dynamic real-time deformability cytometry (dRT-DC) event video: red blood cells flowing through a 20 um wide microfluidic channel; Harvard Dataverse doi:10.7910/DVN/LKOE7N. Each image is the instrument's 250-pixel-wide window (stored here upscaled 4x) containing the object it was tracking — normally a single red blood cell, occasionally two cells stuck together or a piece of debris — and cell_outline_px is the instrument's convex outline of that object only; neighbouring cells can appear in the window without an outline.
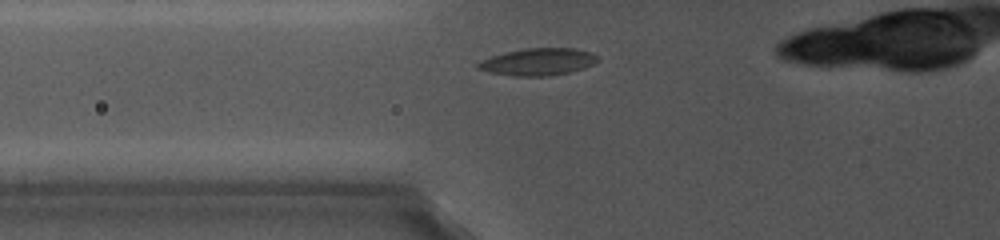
{"species": "common noctule bat (a hibernating species)", "species_latin": "Nyctalus noctula", "temperature_condition": "cold", "stored_images_in_passage": 29, "camera_frame_rate_fps": 5000, "um_per_image_px": 0.085, "animal": {"sex": "female", "body_mass_g": 19.0, "forearm_length_mm": 56.7}, "frame": {"image": 1, "passage_image": 9, "time_ms": 2.0, "image_size_px": [1000, 240], "cell_outline_px": [[600, 60], [584, 68], [568, 72], [548, 76], [512, 76], [492, 72], [476, 68], [476, 64], [480, 60], [504, 52], [524, 48], [576, 48], [592, 52], [600, 56]], "centroid_in_image_um": [45.76, 5.24], "position_along_channel_um": 80.0, "area_um2": 19.07}}
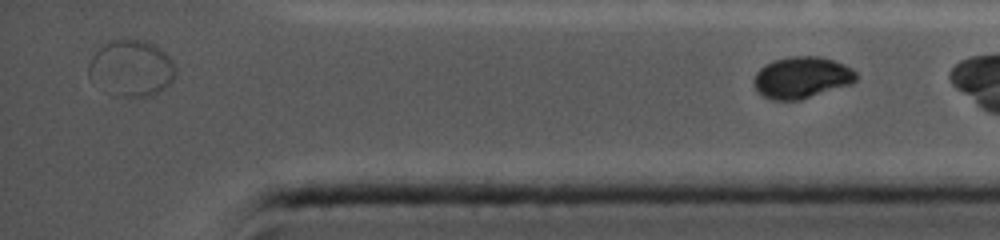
{"frame": {"image": 2, "passage_image": 29, "time_ms": 11.6, "image_size_px": [1000, 240], "cell_outline_px": [[860, 76], [852, 84], [800, 100], [772, 100], [764, 96], [756, 88], [752, 80], [756, 72], [764, 64], [772, 60], [788, 56], [820, 56], [844, 64], [852, 68]], "centroid_in_image_um": [68.16, 6.58], "position_along_channel_um": 367.0, "area_um2": 25.09}}